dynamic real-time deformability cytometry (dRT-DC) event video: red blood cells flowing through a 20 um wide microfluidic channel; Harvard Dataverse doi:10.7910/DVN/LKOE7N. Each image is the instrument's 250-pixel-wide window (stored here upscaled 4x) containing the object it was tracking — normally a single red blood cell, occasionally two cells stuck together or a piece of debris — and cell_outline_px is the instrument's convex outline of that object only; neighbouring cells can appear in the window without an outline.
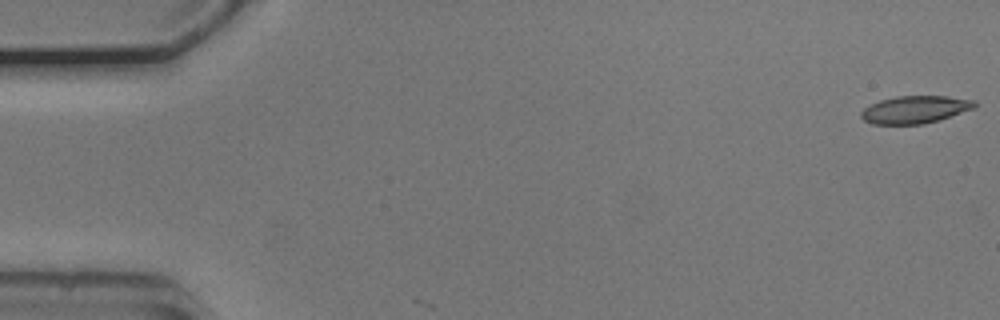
{"species": "common noctule bat (a hibernating species)", "species_latin": "Nyctalus noctula", "temperature_condition": "cold", "stored_images_in_passage": 4, "camera_frame_rate_fps": 3000, "um_per_image_px": 0.085, "animal": {"sex": "male", "body_mass_g": 20.5, "forearm_length_mm": 52.5}, "frame": {"image": 1, "passage_image": 1, "time_ms": 0.0, "image_size_px": [1000, 320], "cell_outline_px": [[976, 108], [940, 120], [924, 124], [872, 124], [864, 120], [860, 116], [860, 112], [864, 108], [880, 100], [896, 96], [948, 96], [976, 100]], "centroid_in_image_um": [77.81, 9.31], "position_along_channel_um": 7.2, "area_um2": 18.38}}